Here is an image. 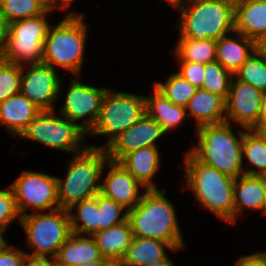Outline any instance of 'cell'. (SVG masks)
I'll return each mask as SVG.
<instances>
[{"label": "cell", "instance_id": "obj_1", "mask_svg": "<svg viewBox=\"0 0 266 266\" xmlns=\"http://www.w3.org/2000/svg\"><path fill=\"white\" fill-rule=\"evenodd\" d=\"M232 125L223 122L196 128L198 143L189 152L199 162L238 178L244 175L243 138L246 128L238 129V137L232 130Z\"/></svg>", "mask_w": 266, "mask_h": 266}, {"label": "cell", "instance_id": "obj_2", "mask_svg": "<svg viewBox=\"0 0 266 266\" xmlns=\"http://www.w3.org/2000/svg\"><path fill=\"white\" fill-rule=\"evenodd\" d=\"M164 188L145 190L140 202L128 211L133 236L169 243L174 249L185 248L174 203L166 199Z\"/></svg>", "mask_w": 266, "mask_h": 266}, {"label": "cell", "instance_id": "obj_3", "mask_svg": "<svg viewBox=\"0 0 266 266\" xmlns=\"http://www.w3.org/2000/svg\"><path fill=\"white\" fill-rule=\"evenodd\" d=\"M186 186L202 207L234 224L235 178L199 162L189 151L184 153Z\"/></svg>", "mask_w": 266, "mask_h": 266}, {"label": "cell", "instance_id": "obj_4", "mask_svg": "<svg viewBox=\"0 0 266 266\" xmlns=\"http://www.w3.org/2000/svg\"><path fill=\"white\" fill-rule=\"evenodd\" d=\"M83 15L76 11L65 13L58 24L50 26L43 46L42 63L54 69L61 67L77 78L84 64L88 34Z\"/></svg>", "mask_w": 266, "mask_h": 266}, {"label": "cell", "instance_id": "obj_5", "mask_svg": "<svg viewBox=\"0 0 266 266\" xmlns=\"http://www.w3.org/2000/svg\"><path fill=\"white\" fill-rule=\"evenodd\" d=\"M109 158L104 148L88 146L73 154L65 178L56 177L60 208L96 196L101 190V178Z\"/></svg>", "mask_w": 266, "mask_h": 266}, {"label": "cell", "instance_id": "obj_6", "mask_svg": "<svg viewBox=\"0 0 266 266\" xmlns=\"http://www.w3.org/2000/svg\"><path fill=\"white\" fill-rule=\"evenodd\" d=\"M179 37L219 40L234 34V7L218 0H191L179 9Z\"/></svg>", "mask_w": 266, "mask_h": 266}, {"label": "cell", "instance_id": "obj_7", "mask_svg": "<svg viewBox=\"0 0 266 266\" xmlns=\"http://www.w3.org/2000/svg\"><path fill=\"white\" fill-rule=\"evenodd\" d=\"M146 113L145 96L108 88L100 108L98 120L87 133L92 136H107L105 145H89L106 148L123 131L138 122Z\"/></svg>", "mask_w": 266, "mask_h": 266}, {"label": "cell", "instance_id": "obj_8", "mask_svg": "<svg viewBox=\"0 0 266 266\" xmlns=\"http://www.w3.org/2000/svg\"><path fill=\"white\" fill-rule=\"evenodd\" d=\"M26 233L27 243L33 248L30 256L55 258L59 248L71 233L68 209L27 213L19 220Z\"/></svg>", "mask_w": 266, "mask_h": 266}, {"label": "cell", "instance_id": "obj_9", "mask_svg": "<svg viewBox=\"0 0 266 266\" xmlns=\"http://www.w3.org/2000/svg\"><path fill=\"white\" fill-rule=\"evenodd\" d=\"M51 13L46 10L37 17L8 24L3 58L18 65L42 63L44 41L51 26L47 16Z\"/></svg>", "mask_w": 266, "mask_h": 266}, {"label": "cell", "instance_id": "obj_10", "mask_svg": "<svg viewBox=\"0 0 266 266\" xmlns=\"http://www.w3.org/2000/svg\"><path fill=\"white\" fill-rule=\"evenodd\" d=\"M53 111H40L27 128L19 136L21 138L36 141L53 150L82 152L87 146L82 145L87 133L69 119Z\"/></svg>", "mask_w": 266, "mask_h": 266}, {"label": "cell", "instance_id": "obj_11", "mask_svg": "<svg viewBox=\"0 0 266 266\" xmlns=\"http://www.w3.org/2000/svg\"><path fill=\"white\" fill-rule=\"evenodd\" d=\"M9 186L20 216L26 215L29 209L33 212H42L60 208L55 176L24 171Z\"/></svg>", "mask_w": 266, "mask_h": 266}, {"label": "cell", "instance_id": "obj_12", "mask_svg": "<svg viewBox=\"0 0 266 266\" xmlns=\"http://www.w3.org/2000/svg\"><path fill=\"white\" fill-rule=\"evenodd\" d=\"M56 70L44 63L22 65L20 93L41 111L55 110L53 103L57 102L62 91L61 79Z\"/></svg>", "mask_w": 266, "mask_h": 266}, {"label": "cell", "instance_id": "obj_13", "mask_svg": "<svg viewBox=\"0 0 266 266\" xmlns=\"http://www.w3.org/2000/svg\"><path fill=\"white\" fill-rule=\"evenodd\" d=\"M108 87H93L72 79L60 114L71 122L83 120L80 127L88 133L98 120L101 104Z\"/></svg>", "mask_w": 266, "mask_h": 266}, {"label": "cell", "instance_id": "obj_14", "mask_svg": "<svg viewBox=\"0 0 266 266\" xmlns=\"http://www.w3.org/2000/svg\"><path fill=\"white\" fill-rule=\"evenodd\" d=\"M233 77L226 105V122L253 129L261 116L264 92ZM231 121V122H230Z\"/></svg>", "mask_w": 266, "mask_h": 266}, {"label": "cell", "instance_id": "obj_15", "mask_svg": "<svg viewBox=\"0 0 266 266\" xmlns=\"http://www.w3.org/2000/svg\"><path fill=\"white\" fill-rule=\"evenodd\" d=\"M164 134L161 125L145 113L138 122L115 138L105 150L109 160L118 162L124 155L134 150L157 147V140Z\"/></svg>", "mask_w": 266, "mask_h": 266}, {"label": "cell", "instance_id": "obj_16", "mask_svg": "<svg viewBox=\"0 0 266 266\" xmlns=\"http://www.w3.org/2000/svg\"><path fill=\"white\" fill-rule=\"evenodd\" d=\"M107 164L109 172L101 180L100 193L129 211L140 202L143 186L118 162L108 160Z\"/></svg>", "mask_w": 266, "mask_h": 266}, {"label": "cell", "instance_id": "obj_17", "mask_svg": "<svg viewBox=\"0 0 266 266\" xmlns=\"http://www.w3.org/2000/svg\"><path fill=\"white\" fill-rule=\"evenodd\" d=\"M118 163L143 186L144 190L158 189L152 179L161 167L158 147L134 150L124 155Z\"/></svg>", "mask_w": 266, "mask_h": 266}, {"label": "cell", "instance_id": "obj_18", "mask_svg": "<svg viewBox=\"0 0 266 266\" xmlns=\"http://www.w3.org/2000/svg\"><path fill=\"white\" fill-rule=\"evenodd\" d=\"M40 111L26 96L18 93L0 103V124L14 138L19 137Z\"/></svg>", "mask_w": 266, "mask_h": 266}, {"label": "cell", "instance_id": "obj_19", "mask_svg": "<svg viewBox=\"0 0 266 266\" xmlns=\"http://www.w3.org/2000/svg\"><path fill=\"white\" fill-rule=\"evenodd\" d=\"M234 31L256 43L266 35V0H242L234 8Z\"/></svg>", "mask_w": 266, "mask_h": 266}, {"label": "cell", "instance_id": "obj_20", "mask_svg": "<svg viewBox=\"0 0 266 266\" xmlns=\"http://www.w3.org/2000/svg\"><path fill=\"white\" fill-rule=\"evenodd\" d=\"M185 109L188 117L196 120V128L226 122L225 100L202 88H197Z\"/></svg>", "mask_w": 266, "mask_h": 266}, {"label": "cell", "instance_id": "obj_21", "mask_svg": "<svg viewBox=\"0 0 266 266\" xmlns=\"http://www.w3.org/2000/svg\"><path fill=\"white\" fill-rule=\"evenodd\" d=\"M103 256L93 236L71 232L54 258L55 266L90 263Z\"/></svg>", "mask_w": 266, "mask_h": 266}, {"label": "cell", "instance_id": "obj_22", "mask_svg": "<svg viewBox=\"0 0 266 266\" xmlns=\"http://www.w3.org/2000/svg\"><path fill=\"white\" fill-rule=\"evenodd\" d=\"M235 37L223 36L216 41V61L233 74L257 49V43L241 33L234 31Z\"/></svg>", "mask_w": 266, "mask_h": 266}, {"label": "cell", "instance_id": "obj_23", "mask_svg": "<svg viewBox=\"0 0 266 266\" xmlns=\"http://www.w3.org/2000/svg\"><path fill=\"white\" fill-rule=\"evenodd\" d=\"M165 248L173 253L181 250L174 249L169 243L162 240L133 236L131 244L118 266H149L167 256Z\"/></svg>", "mask_w": 266, "mask_h": 266}, {"label": "cell", "instance_id": "obj_24", "mask_svg": "<svg viewBox=\"0 0 266 266\" xmlns=\"http://www.w3.org/2000/svg\"><path fill=\"white\" fill-rule=\"evenodd\" d=\"M265 176L241 175L234 183V224L245 210L263 213Z\"/></svg>", "mask_w": 266, "mask_h": 266}, {"label": "cell", "instance_id": "obj_25", "mask_svg": "<svg viewBox=\"0 0 266 266\" xmlns=\"http://www.w3.org/2000/svg\"><path fill=\"white\" fill-rule=\"evenodd\" d=\"M152 94L151 96L144 95L146 113L161 125L165 133L179 128L188 117L185 107L172 103L155 87Z\"/></svg>", "mask_w": 266, "mask_h": 266}, {"label": "cell", "instance_id": "obj_26", "mask_svg": "<svg viewBox=\"0 0 266 266\" xmlns=\"http://www.w3.org/2000/svg\"><path fill=\"white\" fill-rule=\"evenodd\" d=\"M93 238L103 257L112 258L119 263L133 238L131 224L127 220L108 229L100 230L93 235Z\"/></svg>", "mask_w": 266, "mask_h": 266}, {"label": "cell", "instance_id": "obj_27", "mask_svg": "<svg viewBox=\"0 0 266 266\" xmlns=\"http://www.w3.org/2000/svg\"><path fill=\"white\" fill-rule=\"evenodd\" d=\"M68 212L71 232L89 236L99 232L98 194L74 203L68 208Z\"/></svg>", "mask_w": 266, "mask_h": 266}, {"label": "cell", "instance_id": "obj_28", "mask_svg": "<svg viewBox=\"0 0 266 266\" xmlns=\"http://www.w3.org/2000/svg\"><path fill=\"white\" fill-rule=\"evenodd\" d=\"M174 54L178 62H197L206 64L216 60V40H194L179 37Z\"/></svg>", "mask_w": 266, "mask_h": 266}, {"label": "cell", "instance_id": "obj_29", "mask_svg": "<svg viewBox=\"0 0 266 266\" xmlns=\"http://www.w3.org/2000/svg\"><path fill=\"white\" fill-rule=\"evenodd\" d=\"M244 157L252 168H243L246 175L266 176V140L253 129H246L243 138Z\"/></svg>", "mask_w": 266, "mask_h": 266}, {"label": "cell", "instance_id": "obj_30", "mask_svg": "<svg viewBox=\"0 0 266 266\" xmlns=\"http://www.w3.org/2000/svg\"><path fill=\"white\" fill-rule=\"evenodd\" d=\"M172 103L186 106L194 96L197 88L179 73H172L166 78L165 83L156 81L153 85Z\"/></svg>", "mask_w": 266, "mask_h": 266}, {"label": "cell", "instance_id": "obj_31", "mask_svg": "<svg viewBox=\"0 0 266 266\" xmlns=\"http://www.w3.org/2000/svg\"><path fill=\"white\" fill-rule=\"evenodd\" d=\"M234 78L266 92V56L256 49L234 73Z\"/></svg>", "mask_w": 266, "mask_h": 266}, {"label": "cell", "instance_id": "obj_32", "mask_svg": "<svg viewBox=\"0 0 266 266\" xmlns=\"http://www.w3.org/2000/svg\"><path fill=\"white\" fill-rule=\"evenodd\" d=\"M234 74L226 70L218 61L204 64L202 89L221 96L225 101L228 97Z\"/></svg>", "mask_w": 266, "mask_h": 266}, {"label": "cell", "instance_id": "obj_33", "mask_svg": "<svg viewBox=\"0 0 266 266\" xmlns=\"http://www.w3.org/2000/svg\"><path fill=\"white\" fill-rule=\"evenodd\" d=\"M45 11L36 0H0V17L7 25L20 19L37 17Z\"/></svg>", "mask_w": 266, "mask_h": 266}, {"label": "cell", "instance_id": "obj_34", "mask_svg": "<svg viewBox=\"0 0 266 266\" xmlns=\"http://www.w3.org/2000/svg\"><path fill=\"white\" fill-rule=\"evenodd\" d=\"M99 231L128 220V210L113 199L98 193Z\"/></svg>", "mask_w": 266, "mask_h": 266}, {"label": "cell", "instance_id": "obj_35", "mask_svg": "<svg viewBox=\"0 0 266 266\" xmlns=\"http://www.w3.org/2000/svg\"><path fill=\"white\" fill-rule=\"evenodd\" d=\"M22 65L9 63L0 58V103L20 93Z\"/></svg>", "mask_w": 266, "mask_h": 266}, {"label": "cell", "instance_id": "obj_36", "mask_svg": "<svg viewBox=\"0 0 266 266\" xmlns=\"http://www.w3.org/2000/svg\"><path fill=\"white\" fill-rule=\"evenodd\" d=\"M21 219L18 212L14 194L10 186L4 190L0 189V238L4 239L3 235L6 233L10 224L14 220Z\"/></svg>", "mask_w": 266, "mask_h": 266}, {"label": "cell", "instance_id": "obj_37", "mask_svg": "<svg viewBox=\"0 0 266 266\" xmlns=\"http://www.w3.org/2000/svg\"><path fill=\"white\" fill-rule=\"evenodd\" d=\"M26 251L9 245L6 239L0 240V266H22Z\"/></svg>", "mask_w": 266, "mask_h": 266}, {"label": "cell", "instance_id": "obj_38", "mask_svg": "<svg viewBox=\"0 0 266 266\" xmlns=\"http://www.w3.org/2000/svg\"><path fill=\"white\" fill-rule=\"evenodd\" d=\"M179 73L196 88H201L204 78V64L197 62H178Z\"/></svg>", "mask_w": 266, "mask_h": 266}, {"label": "cell", "instance_id": "obj_39", "mask_svg": "<svg viewBox=\"0 0 266 266\" xmlns=\"http://www.w3.org/2000/svg\"><path fill=\"white\" fill-rule=\"evenodd\" d=\"M235 264V266H266V251L242 255Z\"/></svg>", "mask_w": 266, "mask_h": 266}, {"label": "cell", "instance_id": "obj_40", "mask_svg": "<svg viewBox=\"0 0 266 266\" xmlns=\"http://www.w3.org/2000/svg\"><path fill=\"white\" fill-rule=\"evenodd\" d=\"M22 266H55V262L50 257L30 256L26 254Z\"/></svg>", "mask_w": 266, "mask_h": 266}, {"label": "cell", "instance_id": "obj_41", "mask_svg": "<svg viewBox=\"0 0 266 266\" xmlns=\"http://www.w3.org/2000/svg\"><path fill=\"white\" fill-rule=\"evenodd\" d=\"M253 130L259 134H266V92L263 96L260 119Z\"/></svg>", "mask_w": 266, "mask_h": 266}, {"label": "cell", "instance_id": "obj_42", "mask_svg": "<svg viewBox=\"0 0 266 266\" xmlns=\"http://www.w3.org/2000/svg\"><path fill=\"white\" fill-rule=\"evenodd\" d=\"M72 266H118V263L112 258L102 257L99 260L94 261V262L75 264Z\"/></svg>", "mask_w": 266, "mask_h": 266}, {"label": "cell", "instance_id": "obj_43", "mask_svg": "<svg viewBox=\"0 0 266 266\" xmlns=\"http://www.w3.org/2000/svg\"><path fill=\"white\" fill-rule=\"evenodd\" d=\"M7 37V24L0 17V58H3Z\"/></svg>", "mask_w": 266, "mask_h": 266}, {"label": "cell", "instance_id": "obj_44", "mask_svg": "<svg viewBox=\"0 0 266 266\" xmlns=\"http://www.w3.org/2000/svg\"><path fill=\"white\" fill-rule=\"evenodd\" d=\"M74 0H54L55 7L57 9H61L62 11L66 10L69 8V6L72 4Z\"/></svg>", "mask_w": 266, "mask_h": 266}, {"label": "cell", "instance_id": "obj_45", "mask_svg": "<svg viewBox=\"0 0 266 266\" xmlns=\"http://www.w3.org/2000/svg\"><path fill=\"white\" fill-rule=\"evenodd\" d=\"M38 3H40L46 10L48 11H54L57 8L55 7L54 0H36Z\"/></svg>", "mask_w": 266, "mask_h": 266}, {"label": "cell", "instance_id": "obj_46", "mask_svg": "<svg viewBox=\"0 0 266 266\" xmlns=\"http://www.w3.org/2000/svg\"><path fill=\"white\" fill-rule=\"evenodd\" d=\"M167 3H169L171 6H173L176 9H180L187 5L191 0H165Z\"/></svg>", "mask_w": 266, "mask_h": 266}, {"label": "cell", "instance_id": "obj_47", "mask_svg": "<svg viewBox=\"0 0 266 266\" xmlns=\"http://www.w3.org/2000/svg\"><path fill=\"white\" fill-rule=\"evenodd\" d=\"M149 266H174V262L167 255L164 259L154 262Z\"/></svg>", "mask_w": 266, "mask_h": 266}, {"label": "cell", "instance_id": "obj_48", "mask_svg": "<svg viewBox=\"0 0 266 266\" xmlns=\"http://www.w3.org/2000/svg\"><path fill=\"white\" fill-rule=\"evenodd\" d=\"M257 49L266 56V35L257 42Z\"/></svg>", "mask_w": 266, "mask_h": 266}, {"label": "cell", "instance_id": "obj_49", "mask_svg": "<svg viewBox=\"0 0 266 266\" xmlns=\"http://www.w3.org/2000/svg\"><path fill=\"white\" fill-rule=\"evenodd\" d=\"M218 1L228 3L235 8L242 0H218Z\"/></svg>", "mask_w": 266, "mask_h": 266}, {"label": "cell", "instance_id": "obj_50", "mask_svg": "<svg viewBox=\"0 0 266 266\" xmlns=\"http://www.w3.org/2000/svg\"><path fill=\"white\" fill-rule=\"evenodd\" d=\"M263 214L266 215V176H265L264 197H263Z\"/></svg>", "mask_w": 266, "mask_h": 266}]
</instances>
